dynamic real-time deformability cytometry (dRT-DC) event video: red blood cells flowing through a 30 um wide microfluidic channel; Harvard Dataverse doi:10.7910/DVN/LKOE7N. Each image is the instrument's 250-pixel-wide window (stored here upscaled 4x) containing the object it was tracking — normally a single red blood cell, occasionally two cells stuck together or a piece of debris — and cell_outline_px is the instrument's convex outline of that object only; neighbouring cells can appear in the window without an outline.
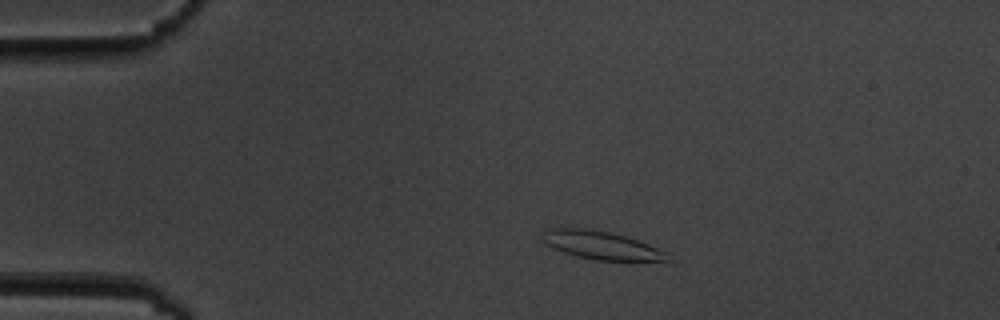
{"species": "common noctule bat (a hibernating species)", "species_latin": "Nyctalus noctula", "temperature_condition": "cold", "stored_images_in_passage": 5, "camera_frame_rate_fps": 3000, "um_per_image_px": 0.085, "animal": {"sex": "male", "body_mass_g": 19.5, "forearm_length_mm": 54.6}, "frame": {"image": 1, "passage_image": 1, "time_ms": 0.0, "image_size_px": [1000, 320], "cell_outline_px": [[664, 260], [596, 260], [576, 256], [564, 252], [540, 240], [540, 236], [544, 228], [588, 228], [608, 232], [624, 236], [648, 244], [664, 252]], "centroid_in_image_um": [50.94, 20.81], "position_along_channel_um": 34.1, "area_um2": 19.94}}
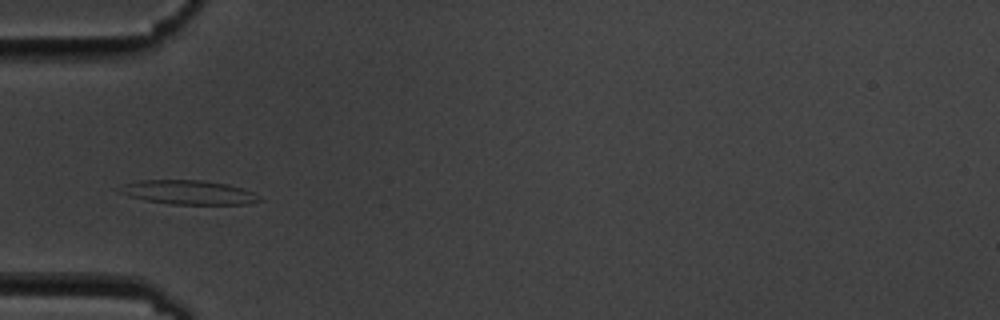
{"frame": {"image": 2, "passage_image": 3, "time_ms": 2.333, "image_size_px": [1000, 320], "cell_outline_px": [[264, 200], [248, 204], [172, 204], [144, 200], [128, 196], [112, 188], [124, 184], [140, 180], [204, 180], [228, 184], [252, 192], [260, 196]], "centroid_in_image_um": [15.98, 16.35], "position_along_channel_um": 69.0, "area_um2": 19.83}}
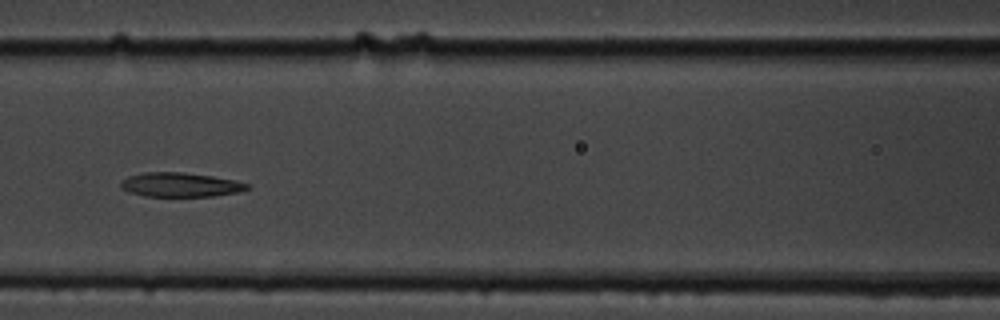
{"frame": {"image": 3, "passage_image": 5, "time_ms": 4.667, "image_size_px": [1000, 320], "cell_outline_px": [[248, 188], [240, 192], [212, 196], [144, 196], [128, 192], [120, 188], [120, 184], [128, 176], [144, 172], [184, 172], [212, 176], [236, 180], [248, 184]], "centroid_in_image_um": [15.31, 15.7], "position_along_channel_um": 151.3, "area_um2": 17.86}}